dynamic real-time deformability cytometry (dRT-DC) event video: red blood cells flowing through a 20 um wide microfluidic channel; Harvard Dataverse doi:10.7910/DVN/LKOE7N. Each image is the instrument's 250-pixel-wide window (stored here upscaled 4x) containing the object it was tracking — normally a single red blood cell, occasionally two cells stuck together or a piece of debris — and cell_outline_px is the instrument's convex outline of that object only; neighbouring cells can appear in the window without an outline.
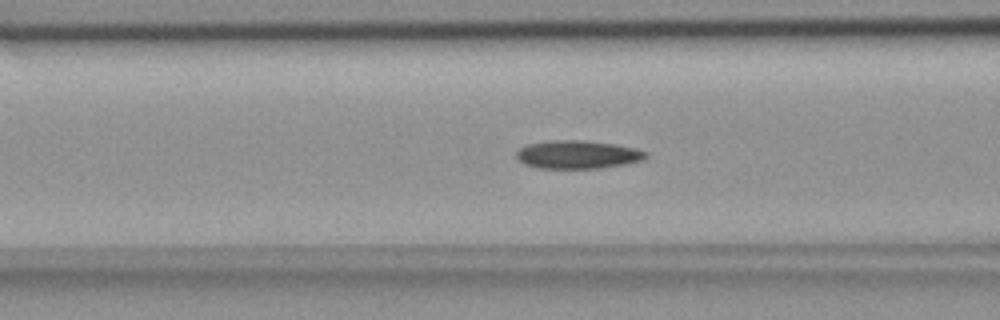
{"species": "common noctule bat (a hibernating species)", "species_latin": "Nyctalus noctula", "temperature_condition": "room temperature", "stored_images_in_passage": 39, "camera_frame_rate_fps": 3000, "um_per_image_px": 0.085, "animal": {"sex": "female", "body_mass_g": 18.4}, "frame": {"image": 1, "passage_image": 5, "time_ms": 1.333, "image_size_px": [1000, 320], "cell_outline_px": [[648, 156], [640, 160], [624, 164], [600, 168], [540, 168], [524, 164], [516, 156], [516, 152], [520, 148], [528, 144], [552, 140], [584, 140], [612, 144], [636, 148], [648, 152]], "centroid_in_image_um": [49.1, 13.13], "position_along_channel_um": 117.5, "area_um2": 21.1}}
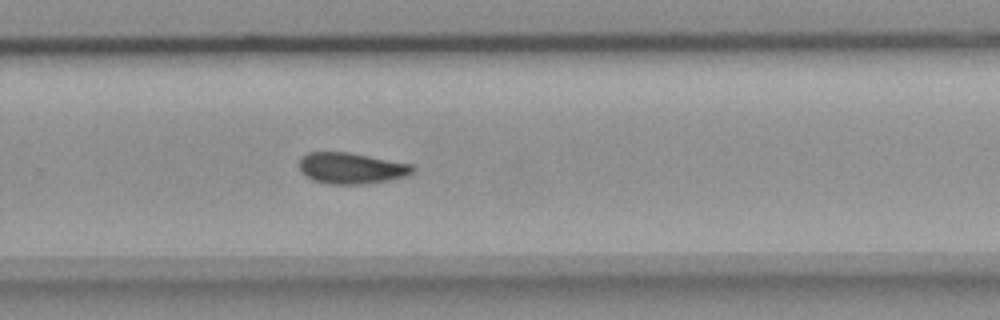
{"frame": {"image": 2, "passage_image": 20, "time_ms": 6.333, "image_size_px": [1000, 320], "cell_outline_px": [[416, 168], [412, 172], [404, 176], [388, 180], [364, 184], [328, 184], [312, 180], [300, 168], [300, 156], [308, 152], [348, 152], [412, 164]], "centroid_in_image_um": [29.86, 14.29], "position_along_channel_um": 299.9, "area_um2": 20.4}}
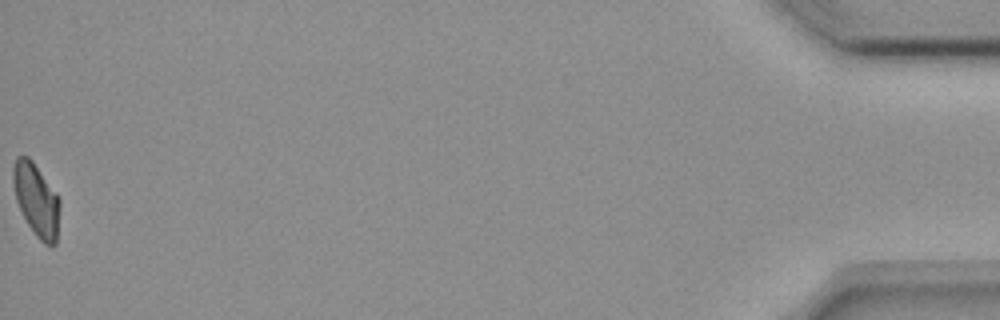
{"frame": {"image": 3, "passage_image": 39, "time_ms": 12.667, "image_size_px": [1000, 320], "cell_outline_px": [[60, 208], [56, 244], [44, 244], [36, 236], [28, 224], [16, 200], [12, 180], [12, 168], [16, 156], [28, 156], [32, 160], [56, 192], [60, 200]], "centroid_in_image_um": [3.09, 16.96], "position_along_channel_um": 432.1, "area_um2": 19.77}}